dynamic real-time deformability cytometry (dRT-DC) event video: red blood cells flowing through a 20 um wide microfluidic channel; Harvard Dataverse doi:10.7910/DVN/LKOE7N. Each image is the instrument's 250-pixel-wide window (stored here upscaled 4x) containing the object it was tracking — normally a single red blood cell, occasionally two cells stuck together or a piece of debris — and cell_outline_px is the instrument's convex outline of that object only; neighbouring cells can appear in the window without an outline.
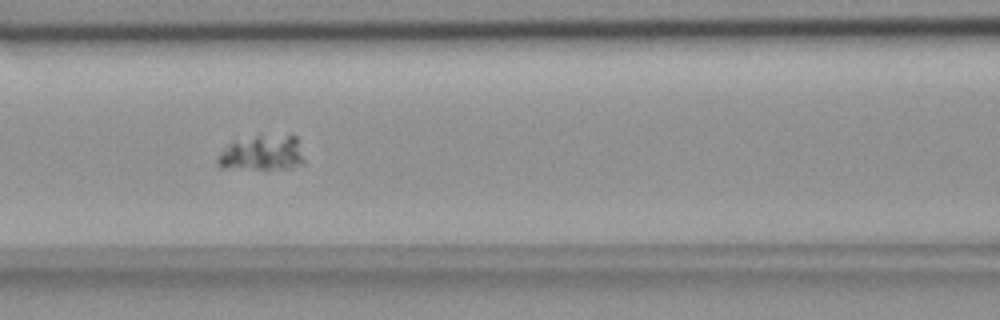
{"species": "common noctule bat (a hibernating species)", "species_latin": "Nyctalus noctula", "temperature_condition": "room temperature", "stored_images_in_passage": 57, "camera_frame_rate_fps": 3000, "um_per_image_px": 0.085, "animal": {"sex": "female", "body_mass_g": 18.4}, "frame": {"image": 1, "passage_image": 26, "time_ms": 8.333, "image_size_px": [1000, 320], "cell_outline_px": [[304, 164], [288, 168], [220, 168], [216, 164], [216, 160], [228, 144], [232, 140], [256, 136], [296, 136], [304, 160]], "centroid_in_image_um": [22.25, 13.01], "position_along_channel_um": 144.3, "area_um2": 17.46}}
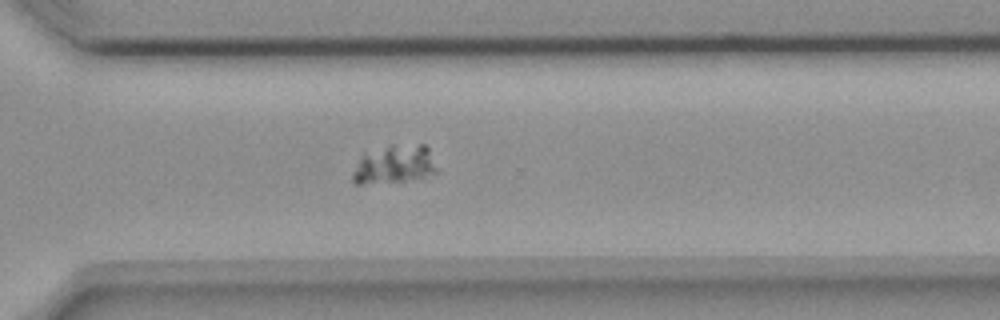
{"frame": {"image": 2, "passage_image": 42, "time_ms": 13.667, "image_size_px": [1000, 320], "cell_outline_px": [[436, 172], [424, 176], [404, 180], [360, 184], [352, 184], [352, 176], [360, 160], [364, 156], [392, 144], [424, 144], [428, 148], [436, 168]], "centroid_in_image_um": [33.54, 13.97], "position_along_channel_um": 337.1, "area_um2": 18.03}}
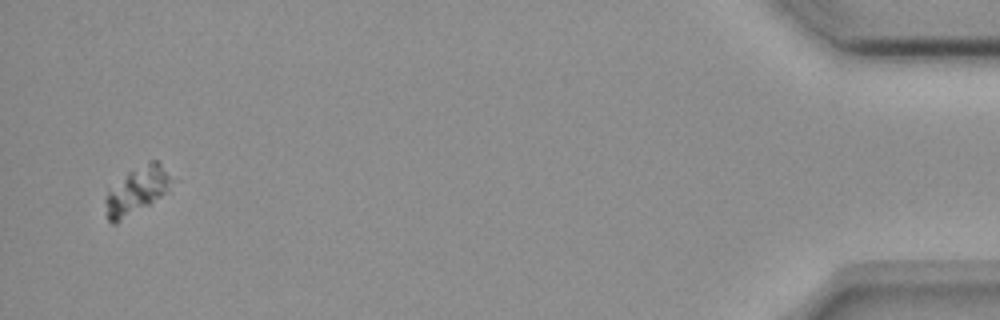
{"frame": {"image": 3, "passage_image": 56, "time_ms": 18.333, "image_size_px": [1000, 320], "cell_outline_px": [[176, 180], [172, 192], [116, 224], [112, 224], [108, 220], [104, 200], [108, 188], [128, 172], [148, 160], [156, 160]], "centroid_in_image_um": [11.7, 16.2], "position_along_channel_um": 423.5, "area_um2": 19.07}}